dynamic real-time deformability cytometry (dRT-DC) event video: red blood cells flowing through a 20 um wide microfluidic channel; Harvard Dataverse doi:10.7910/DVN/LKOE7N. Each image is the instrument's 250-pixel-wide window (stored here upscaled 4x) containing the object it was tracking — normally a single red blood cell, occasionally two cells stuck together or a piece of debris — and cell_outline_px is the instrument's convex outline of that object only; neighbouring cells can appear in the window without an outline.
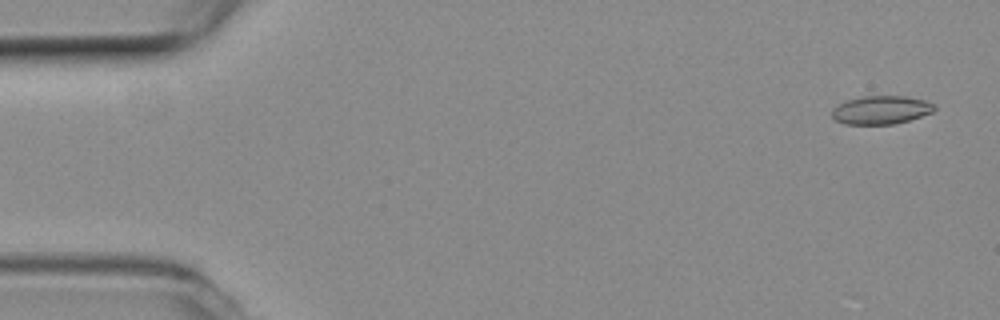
{"species": "common noctule bat (a hibernating species)", "species_latin": "Nyctalus noctula", "temperature_condition": "room temperature", "stored_images_in_passage": 52, "camera_frame_rate_fps": 3000, "um_per_image_px": 0.085, "animal": {"sex": "female", "body_mass_g": 19.3, "forearm_length_mm": 54.1}, "frame": {"image": 1, "passage_image": 1, "time_ms": 0.0, "image_size_px": [1000, 320], "cell_outline_px": [[936, 108], [932, 112], [908, 120], [892, 124], [844, 124], [836, 120], [832, 116], [832, 108], [848, 100], [864, 96], [904, 96], [924, 100], [936, 104]], "centroid_in_image_um": [74.9, 9.34], "position_along_channel_um": 10.1, "area_um2": 16.76}}
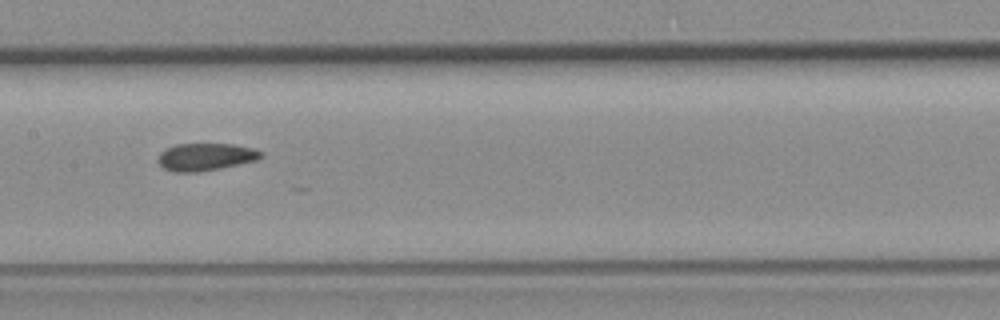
{"frame": {"image": 2, "passage_image": 25, "time_ms": 8.0, "image_size_px": [1000, 320], "cell_outline_px": [[264, 156], [256, 160], [220, 168], [196, 172], [172, 172], [164, 168], [156, 160], [160, 152], [176, 144], [232, 144], [252, 148], [264, 152]], "centroid_in_image_um": [17.47, 13.33], "position_along_channel_um": 189.9, "area_um2": 16.42}}
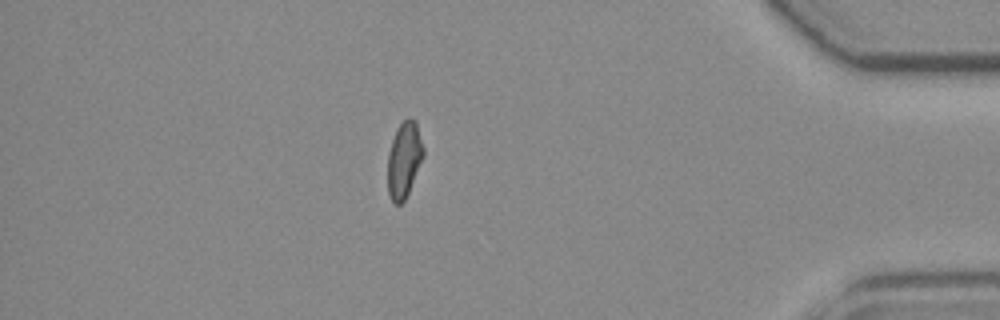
{"frame": {"image": 3, "passage_image": 45, "time_ms": 14.667, "image_size_px": [1000, 320], "cell_outline_px": [[424, 156], [408, 192], [404, 200], [400, 204], [396, 204], [392, 200], [388, 192], [388, 152], [392, 140], [400, 124], [408, 116], [416, 120], [424, 148]], "centroid_in_image_um": [34.36, 13.54], "position_along_channel_um": 400.8, "area_um2": 15.66}, "authors_computed_cell_mechanics": {"area_um2": 16.473, "velocity_mm_per_s": 3.8378, "shape_relaxation_time_tau1_ms": null, "shape_relaxation_time_tau2_ms": 4.5713, "deformation_change_tau1": null, "deformation_change_tau2": 0.1061}}